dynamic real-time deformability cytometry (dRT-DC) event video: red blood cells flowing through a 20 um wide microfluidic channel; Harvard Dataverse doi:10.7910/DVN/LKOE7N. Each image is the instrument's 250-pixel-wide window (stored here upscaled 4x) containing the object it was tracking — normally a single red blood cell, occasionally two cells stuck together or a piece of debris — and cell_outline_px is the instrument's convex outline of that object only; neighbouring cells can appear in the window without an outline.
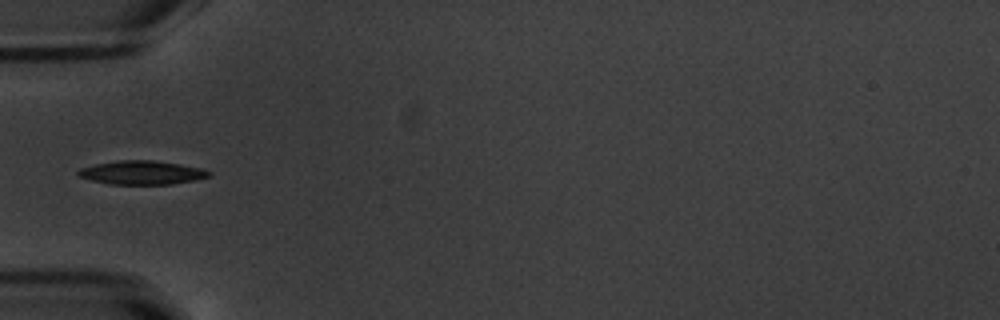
{"species": "common noctule bat (a hibernating species)", "species_latin": "Nyctalus noctula", "temperature_condition": "warm", "stored_images_in_passage": 36, "camera_frame_rate_fps": 3000, "um_per_image_px": 0.085, "animal": {"sex": "male", "body_mass_g": 20.1, "forearm_length_mm": 53.5}, "frame": {"image": 1, "passage_image": 1, "time_ms": 0.0, "image_size_px": [1000, 320], "cell_outline_px": [[212, 176], [172, 184], [108, 184], [92, 180], [80, 176], [76, 172], [80, 168], [96, 164], [116, 160], [152, 160], [180, 164], [204, 168], [212, 172]], "centroid_in_image_um": [12.09, 14.66], "position_along_channel_um": 72.9, "area_um2": 18.09}}
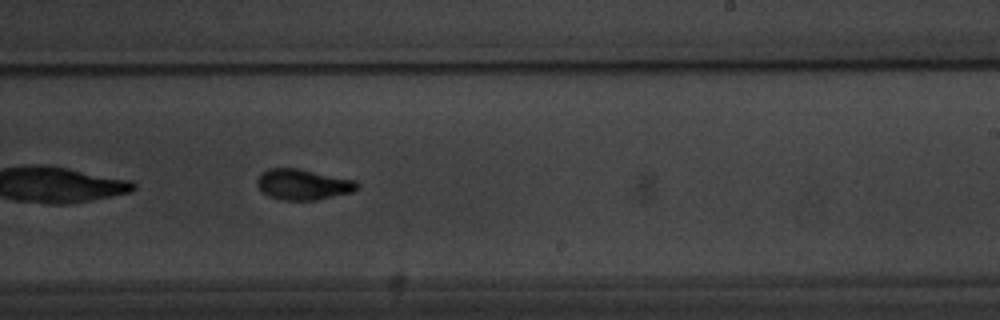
{"frame": {"image": 2, "passage_image": 16, "time_ms": 5.0, "image_size_px": [1000, 320], "cell_outline_px": [[360, 184], [352, 192], [316, 200], [280, 200], [268, 196], [256, 184], [256, 180], [268, 168], [300, 168], [356, 180]], "centroid_in_image_um": [25.77, 15.67], "position_along_channel_um": 263.2, "area_um2": 17.92}}
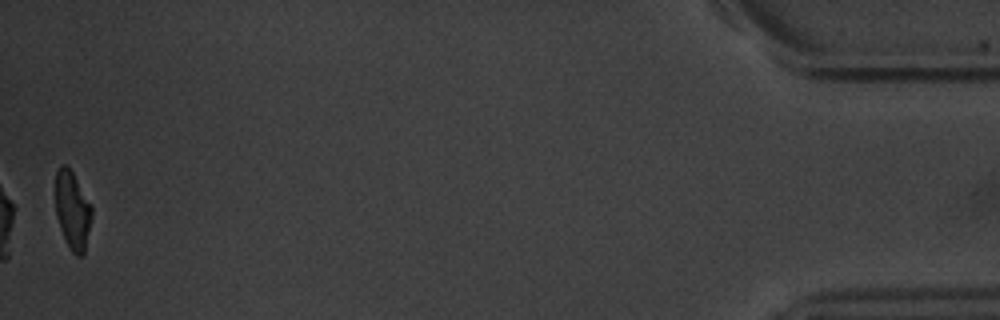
{"frame": {"image": 3, "passage_image": 36, "time_ms": 11.667, "image_size_px": [1000, 320], "cell_outline_px": [[92, 216], [84, 256], [76, 256], [72, 252], [64, 236], [56, 212], [56, 172], [60, 164], [64, 164], [72, 172], [92, 208]], "centroid_in_image_um": [6.17, 17.9], "position_along_channel_um": 429.0, "area_um2": 16.07}, "authors_computed_cell_mechanics": {"area_um2": 17.9469, "velocity_mm_per_s": 3.7925, "shape_relaxation_time_tau1_ms": 2.5622, "shape_relaxation_time_tau2_ms": 1.4607, "deformation_change_tau1": 0.1563, "deformation_change_tau2": 0.0714}}